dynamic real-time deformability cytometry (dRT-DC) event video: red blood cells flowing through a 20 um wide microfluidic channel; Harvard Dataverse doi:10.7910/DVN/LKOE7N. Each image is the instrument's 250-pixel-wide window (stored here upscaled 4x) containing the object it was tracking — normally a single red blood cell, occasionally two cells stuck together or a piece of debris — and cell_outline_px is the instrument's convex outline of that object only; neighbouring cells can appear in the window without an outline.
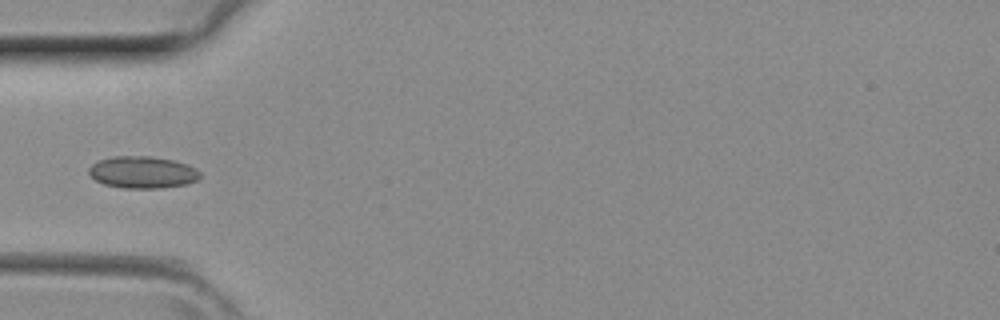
{"species": "common noctule bat (a hibernating species)", "species_latin": "Nyctalus noctula", "temperature_condition": "room temperature", "stored_images_in_passage": 4, "camera_frame_rate_fps": 3000, "um_per_image_px": 0.085, "animal": {"sex": "female", "body_mass_g": 29.2, "forearm_length_mm": 56.3}, "frame": {"image": 1, "passage_image": 4, "time_ms": 1.0, "image_size_px": [1000, 320], "cell_outline_px": [[200, 176], [196, 180], [188, 184], [160, 188], [124, 188], [104, 184], [96, 180], [88, 172], [88, 168], [92, 164], [100, 160], [112, 156], [148, 156], [172, 160], [188, 164], [196, 168], [200, 172]], "centroid_in_image_um": [12.13, 14.64], "position_along_channel_um": 72.9, "area_um2": 20.69}}